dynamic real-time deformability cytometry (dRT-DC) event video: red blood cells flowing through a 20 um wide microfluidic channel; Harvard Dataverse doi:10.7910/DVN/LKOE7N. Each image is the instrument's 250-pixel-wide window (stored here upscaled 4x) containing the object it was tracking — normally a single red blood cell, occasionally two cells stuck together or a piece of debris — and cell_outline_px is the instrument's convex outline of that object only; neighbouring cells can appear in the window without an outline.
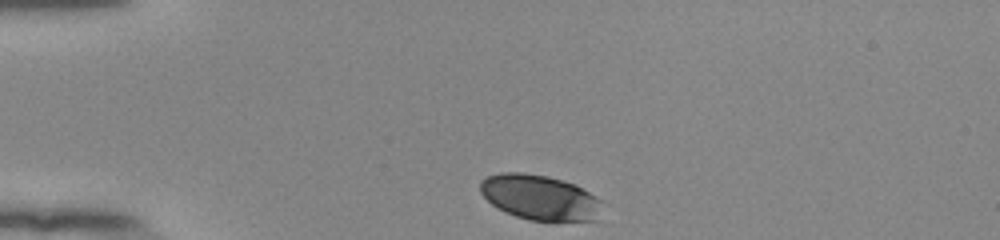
{"species": "human", "species_latin": "Homo sapiens", "temperature_condition": "room temperature", "stored_images_in_passage": 35, "camera_frame_rate_fps": 3000, "um_per_image_px": 0.085, "donor": {"sex": "female"}, "frame": {"image": 1, "passage_image": 1, "time_ms": 0.0, "image_size_px": [1000, 240], "cell_outline_px": [[600, 200], [596, 220], [552, 224], [528, 220], [504, 212], [496, 208], [480, 192], [480, 180], [488, 176], [500, 172], [524, 172], [548, 176], [572, 184], [588, 192]], "centroid_in_image_um": [45.84, 16.83], "position_along_channel_um": 39.2, "area_um2": 32.54}}
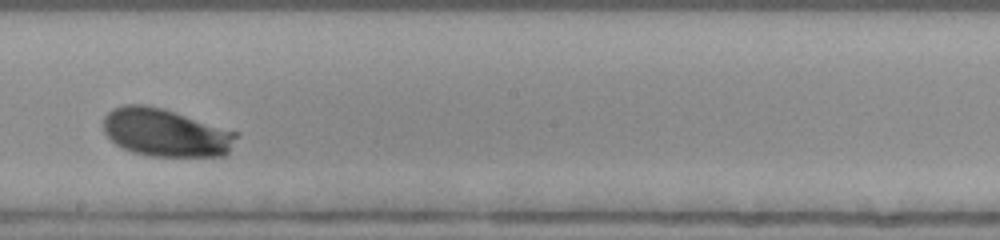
{"frame": {"image": 2, "passage_image": 20, "time_ms": 6.333, "image_size_px": [1000, 240], "cell_outline_px": [[240, 132], [228, 152], [224, 156], [148, 156], [132, 152], [116, 144], [104, 132], [104, 116], [112, 108], [124, 104], [144, 104], [160, 108]], "centroid_in_image_um": [14.08, 11.27], "position_along_channel_um": 234.1, "area_um2": 36.99}}
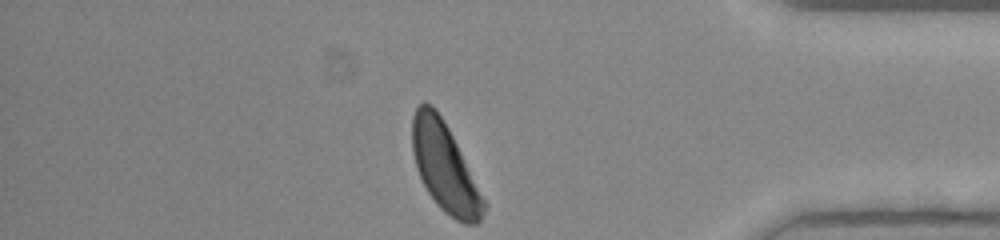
{"frame": {"image": 3, "passage_image": 35, "time_ms": 11.333, "image_size_px": [1000, 240], "cell_outline_px": [[488, 204], [480, 220], [476, 224], [464, 224], [456, 220], [444, 212], [436, 204], [428, 192], [416, 168], [412, 152], [412, 116], [416, 108], [424, 100], [432, 104], [436, 108], [448, 128]], "centroid_in_image_um": [37.8, 14.22], "position_along_channel_um": 397.4, "area_um2": 36.93}, "authors_computed_cell_mechanics": {"area_um2": 36.414, "velocity_mm_per_s": 3.7814, "shape_relaxation_time_tau1_ms": 1.2996, "shape_relaxation_time_tau2_ms": null, "deformation_change_tau1": 0.0872, "deformation_change_tau2": null}}